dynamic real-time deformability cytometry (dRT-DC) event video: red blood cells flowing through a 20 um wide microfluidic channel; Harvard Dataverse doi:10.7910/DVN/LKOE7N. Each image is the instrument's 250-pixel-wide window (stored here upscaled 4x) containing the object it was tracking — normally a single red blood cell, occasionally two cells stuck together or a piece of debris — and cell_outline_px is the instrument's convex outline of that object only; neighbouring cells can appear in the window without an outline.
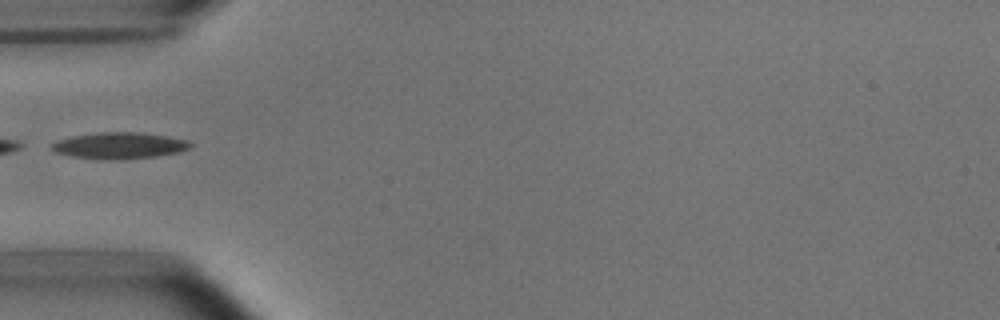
{"species": "common noctule bat (a hibernating species)", "species_latin": "Nyctalus noctula", "temperature_condition": "room temperature", "stored_images_in_passage": 35, "camera_frame_rate_fps": 3000, "um_per_image_px": 0.085, "animal": {"sex": "male", "body_mass_g": 15.6}, "frame": {"image": 1, "passage_image": 1, "time_ms": 0.0, "image_size_px": [1000, 320], "cell_outline_px": [[192, 144], [188, 148], [180, 152], [156, 156], [120, 160], [72, 156], [56, 152], [52, 148], [52, 144], [56, 140], [72, 136], [100, 132], [140, 132], [168, 136], [188, 140]], "centroid_in_image_um": [10.18, 12.36], "position_along_channel_um": 74.8, "area_um2": 21.15}}